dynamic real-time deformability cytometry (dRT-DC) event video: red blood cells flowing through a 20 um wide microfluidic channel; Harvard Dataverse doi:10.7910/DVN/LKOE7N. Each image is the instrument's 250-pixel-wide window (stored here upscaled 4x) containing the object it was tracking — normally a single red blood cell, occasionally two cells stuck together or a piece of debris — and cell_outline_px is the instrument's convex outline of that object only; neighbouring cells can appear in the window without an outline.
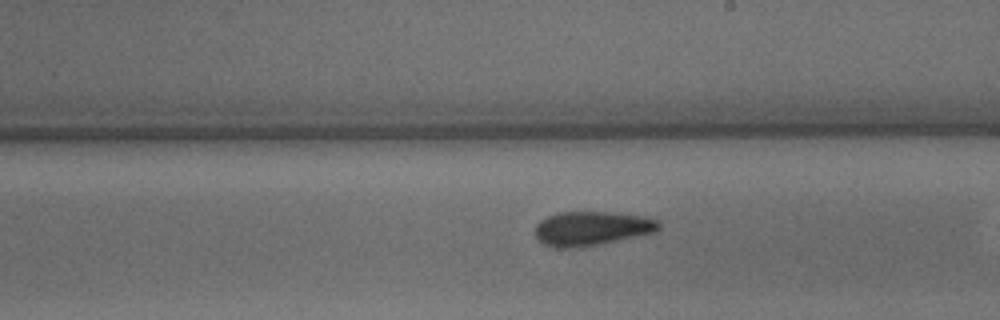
{"species": "common noctule bat (a hibernating species)", "species_latin": "Nyctalus noctula", "temperature_condition": "warm", "stored_images_in_passage": 25, "camera_frame_rate_fps": 3000, "um_per_image_px": 0.085, "animal": {"sex": "male", "body_mass_g": 15.6}, "frame": {"image": 1, "passage_image": 15, "time_ms": 4.667, "image_size_px": [1000, 320], "cell_outline_px": [[660, 228], [656, 232], [584, 248], [552, 248], [544, 244], [536, 236], [536, 224], [540, 220], [548, 216], [560, 212], [612, 212], [644, 216], [656, 220], [660, 224]], "centroid_in_image_um": [50.3, 19.43], "position_along_channel_um": 238.7, "area_um2": 24.91}}
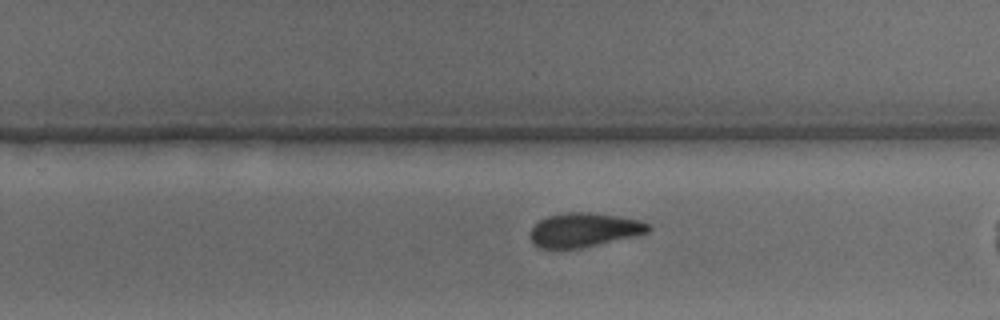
{"frame": {"image": 2, "passage_image": 18, "time_ms": 5.667, "image_size_px": [1000, 320], "cell_outline_px": [[652, 228], [648, 232], [632, 236], [580, 248], [540, 248], [532, 244], [528, 236], [528, 232], [540, 220], [548, 216], [564, 212], [588, 212], [616, 216], [640, 220], [652, 224]], "centroid_in_image_um": [49.6, 19.54], "position_along_channel_um": 280.2, "area_um2": 23.41}}